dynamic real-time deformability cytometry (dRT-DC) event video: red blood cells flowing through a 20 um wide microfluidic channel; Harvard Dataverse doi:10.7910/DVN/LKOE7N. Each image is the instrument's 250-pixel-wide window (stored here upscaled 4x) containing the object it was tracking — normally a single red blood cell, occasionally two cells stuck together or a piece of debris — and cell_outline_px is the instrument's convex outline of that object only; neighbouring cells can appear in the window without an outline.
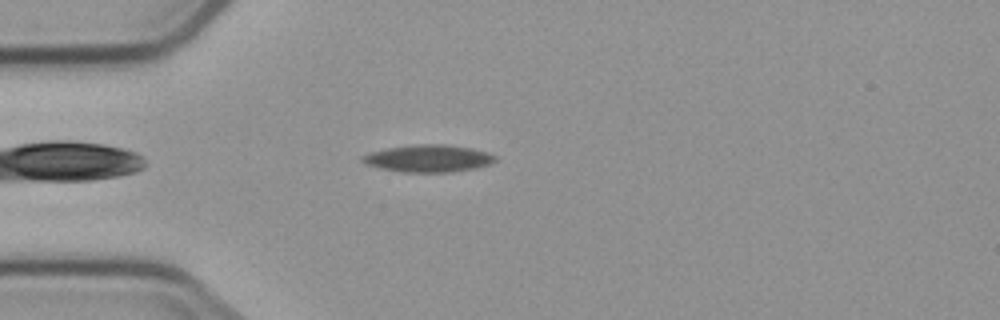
{"species": "common noctule bat (a hibernating species)", "species_latin": "Nyctalus noctula", "temperature_condition": "cold", "stored_images_in_passage": 2, "camera_frame_rate_fps": 3000, "um_per_image_px": 0.085, "animal": {"sex": "male", "body_mass_g": 23.1, "forearm_length_mm": 52.7}, "frame": {"image": 1, "passage_image": 2, "time_ms": 1.0, "image_size_px": [1000, 320], "cell_outline_px": [[496, 160], [488, 164], [476, 168], [452, 172], [404, 172], [380, 168], [364, 164], [360, 160], [360, 156], [372, 152], [388, 148], [416, 144], [444, 144], [472, 148], [488, 152], [496, 156]], "centroid_in_image_um": [36.4, 13.46], "position_along_channel_um": 48.6, "area_um2": 21.1}}